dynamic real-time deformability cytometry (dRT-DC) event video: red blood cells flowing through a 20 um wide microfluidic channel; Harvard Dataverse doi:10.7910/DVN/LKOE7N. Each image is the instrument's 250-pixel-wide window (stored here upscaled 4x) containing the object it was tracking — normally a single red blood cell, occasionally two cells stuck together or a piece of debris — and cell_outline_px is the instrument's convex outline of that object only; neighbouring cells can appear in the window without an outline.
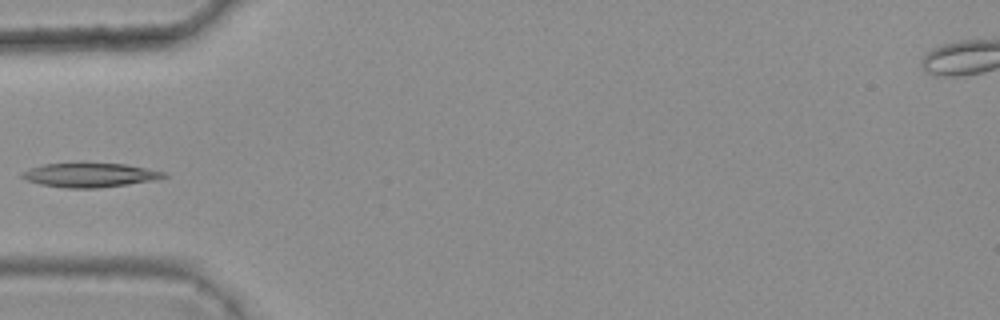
{"species": "common noctule bat (a hibernating species)", "species_latin": "Nyctalus noctula", "temperature_condition": "warm", "stored_images_in_passage": 3, "camera_frame_rate_fps": 3000, "um_per_image_px": 0.085, "animal": {"sex": "female", "body_mass_g": 25.1}, "frame": {"image": 1, "passage_image": 3, "time_ms": 0.667, "image_size_px": [1000, 320], "cell_outline_px": [[168, 176], [156, 180], [96, 188], [68, 188], [40, 184], [28, 180], [20, 176], [20, 172], [28, 168], [44, 164], [84, 160], [124, 164], [168, 172]], "centroid_in_image_um": [7.62, 14.83], "position_along_channel_um": 77.4, "area_um2": 20.87}}